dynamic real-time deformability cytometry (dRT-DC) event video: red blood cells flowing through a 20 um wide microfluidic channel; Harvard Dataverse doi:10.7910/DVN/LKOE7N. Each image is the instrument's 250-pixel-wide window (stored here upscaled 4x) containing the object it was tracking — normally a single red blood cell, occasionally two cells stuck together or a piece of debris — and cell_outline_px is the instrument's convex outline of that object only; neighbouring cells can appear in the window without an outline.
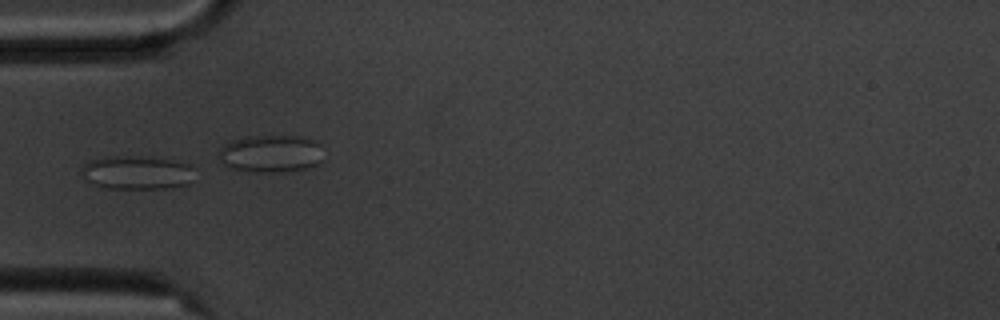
{"species": "common noctule bat (a hibernating species)", "species_latin": "Nyctalus noctula", "temperature_condition": "cold", "stored_images_in_passage": 15, "camera_frame_rate_fps": 3000, "um_per_image_px": 0.085, "animal": {"sex": "male", "body_mass_g": 20.1, "forearm_length_mm": 53.5}, "frame": {"image": 1, "passage_image": 5, "time_ms": 5.667, "image_size_px": [1000, 320], "cell_outline_px": [[196, 168], [192, 180], [188, 184], [164, 188], [104, 188], [92, 184], [84, 180], [80, 172], [80, 168], [88, 160], [112, 156], [152, 156], [188, 164]], "centroid_in_image_um": [11.61, 14.66], "position_along_channel_um": 73.4, "area_um2": 22.6}}
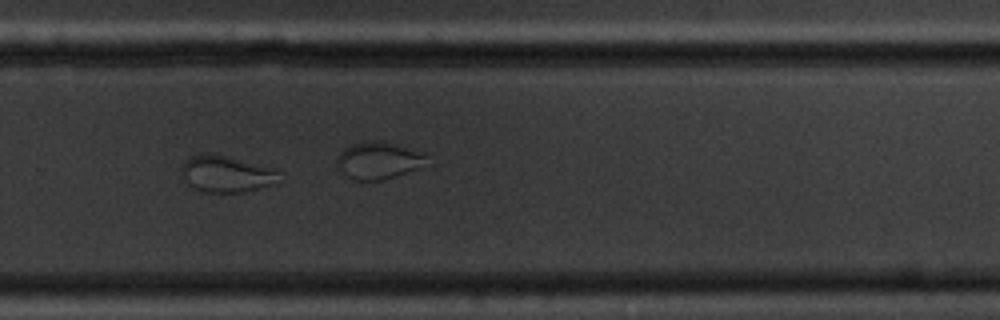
{"frame": {"image": 2, "passage_image": 11, "time_ms": 12.333, "image_size_px": [1000, 320], "cell_outline_px": [[284, 180], [276, 184], [244, 192], [200, 192], [188, 184], [184, 172], [184, 164], [192, 156], [208, 152], [272, 168], [284, 172]], "centroid_in_image_um": [19.39, 14.81], "position_along_channel_um": 310.4, "area_um2": 20.69}, "authors_computed_cell_mechanics": {"area_um2": 25.8944, "velocity_mm_per_s": 3.5547, "shape_relaxation_time_tau1_ms": null, "shape_relaxation_time_tau2_ms": 1.6962, "deformation_change_tau1": null, "deformation_change_tau2": 0.0706}}